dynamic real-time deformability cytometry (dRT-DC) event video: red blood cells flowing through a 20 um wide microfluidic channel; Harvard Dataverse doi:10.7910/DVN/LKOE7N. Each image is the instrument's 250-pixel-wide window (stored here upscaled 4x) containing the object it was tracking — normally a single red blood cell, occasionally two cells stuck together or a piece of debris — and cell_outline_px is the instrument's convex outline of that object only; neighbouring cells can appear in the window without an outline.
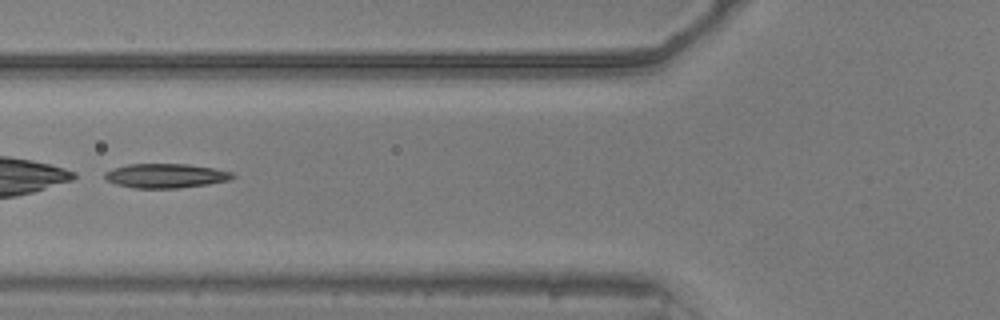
{"species": "common noctule bat (a hibernating species)", "species_latin": "Nyctalus noctula", "temperature_condition": "warm", "stored_images_in_passage": 51, "camera_frame_rate_fps": 3000, "um_per_image_px": 0.085, "animal": {"sex": "male", "body_mass_g": 20.5, "forearm_length_mm": 52.5}, "frame": {"image": 1, "passage_image": 20, "time_ms": 6.333, "image_size_px": [1000, 320], "cell_outline_px": [[236, 176], [228, 180], [208, 184], [180, 188], [136, 188], [116, 184], [104, 180], [104, 172], [112, 168], [128, 164], [188, 164], [212, 168], [232, 172]], "centroid_in_image_um": [14.04, 14.94], "position_along_channel_um": 111.8, "area_um2": 18.15}}
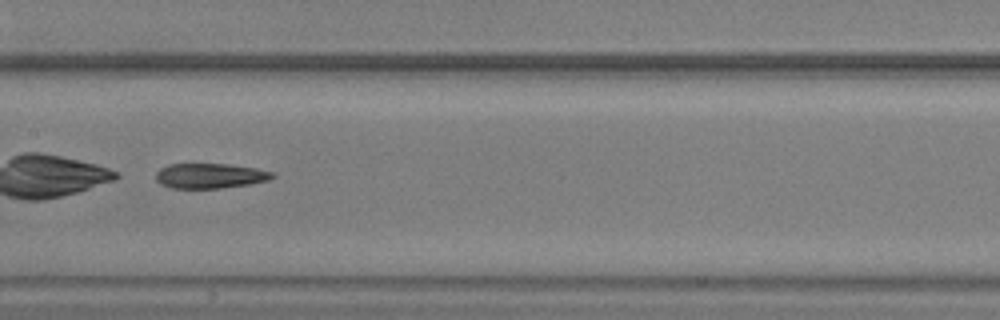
{"frame": {"image": 2, "passage_image": 26, "time_ms": 8.333, "image_size_px": [1000, 320], "cell_outline_px": [[276, 176], [268, 180], [252, 184], [220, 188], [172, 188], [160, 184], [156, 180], [156, 172], [160, 168], [168, 164], [228, 164], [256, 168], [272, 172]], "centroid_in_image_um": [17.85, 14.94], "position_along_channel_um": 189.6, "area_um2": 17.05}}
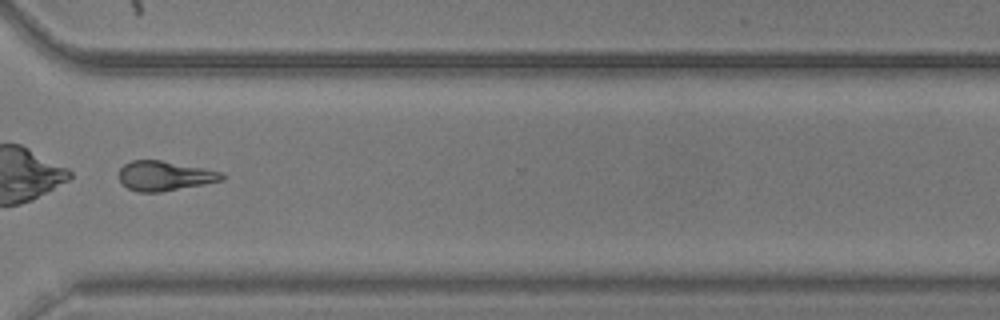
{"frame": {"image": 3, "passage_image": 39, "time_ms": 12.667, "image_size_px": [1000, 320], "cell_outline_px": [[224, 180], [204, 184], [160, 192], [136, 192], [120, 184], [120, 168], [124, 164], [132, 160], [160, 160], [204, 168], [224, 172]], "centroid_in_image_um": [13.99, 14.95], "position_along_channel_um": 356.6, "area_um2": 17.86}}